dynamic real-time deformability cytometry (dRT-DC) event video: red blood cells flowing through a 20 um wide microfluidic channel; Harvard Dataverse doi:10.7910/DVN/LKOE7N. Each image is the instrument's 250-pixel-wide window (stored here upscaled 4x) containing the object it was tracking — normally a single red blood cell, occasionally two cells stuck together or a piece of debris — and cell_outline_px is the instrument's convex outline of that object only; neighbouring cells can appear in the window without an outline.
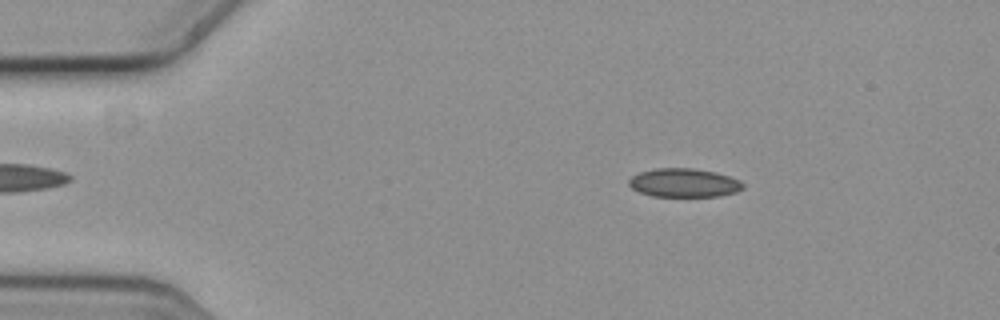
{"species": "common noctule bat (a hibernating species)", "species_latin": "Nyctalus noctula", "temperature_condition": "cold", "stored_images_in_passage": 57, "camera_frame_rate_fps": 3000, "um_per_image_px": 0.085, "animal": {"sex": "female", "body_mass_g": 19.3, "forearm_length_mm": 54.1}, "frame": {"image": 1, "passage_image": 9, "time_ms": 2.667, "image_size_px": [1000, 320], "cell_outline_px": [[744, 188], [736, 192], [720, 196], [652, 196], [640, 192], [632, 188], [628, 184], [628, 180], [632, 176], [640, 172], [656, 168], [692, 168], [716, 172], [740, 180], [744, 184]], "centroid_in_image_um": [58.15, 15.54], "position_along_channel_um": 26.9, "area_um2": 19.07}}
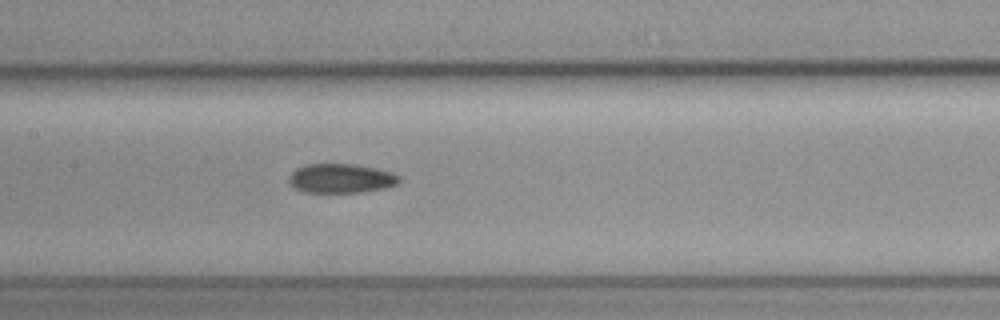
{"frame": {"image": 2, "passage_image": 27, "time_ms": 8.667, "image_size_px": [1000, 320], "cell_outline_px": [[400, 180], [396, 184], [384, 188], [360, 192], [304, 192], [296, 188], [288, 180], [292, 172], [296, 168], [308, 164], [356, 164], [376, 168], [392, 172], [400, 176]], "centroid_in_image_um": [29.0, 15.15], "position_along_channel_um": 178.4, "area_um2": 18.67}}
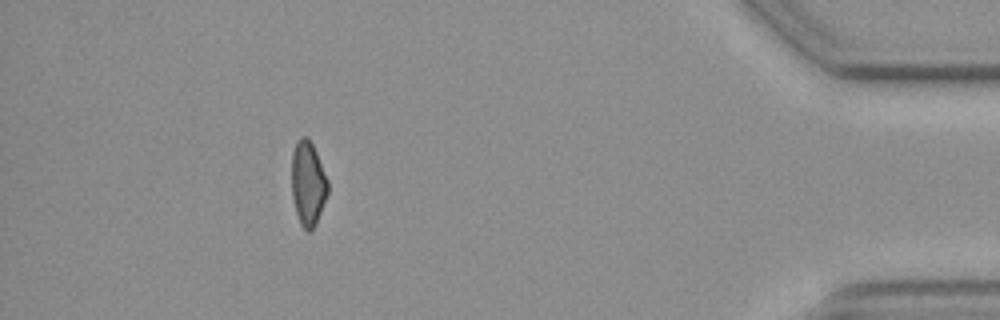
{"frame": {"image": 3, "passage_image": 51, "time_ms": 16.667, "image_size_px": [1000, 320], "cell_outline_px": [[328, 192], [316, 224], [308, 232], [300, 224], [296, 212], [292, 196], [292, 152], [300, 136], [304, 136], [312, 144], [316, 152], [328, 180]], "centroid_in_image_um": [26.17, 15.6], "position_along_channel_um": 409.0, "area_um2": 17.57}, "authors_computed_cell_mechanics": {"area_um2": 18.9584, "velocity_mm_per_s": 3.6188, "shape_relaxation_time_tau1_ms": null, "shape_relaxation_time_tau2_ms": 4.9272, "deformation_change_tau1": null, "deformation_change_tau2": 0.1032}}